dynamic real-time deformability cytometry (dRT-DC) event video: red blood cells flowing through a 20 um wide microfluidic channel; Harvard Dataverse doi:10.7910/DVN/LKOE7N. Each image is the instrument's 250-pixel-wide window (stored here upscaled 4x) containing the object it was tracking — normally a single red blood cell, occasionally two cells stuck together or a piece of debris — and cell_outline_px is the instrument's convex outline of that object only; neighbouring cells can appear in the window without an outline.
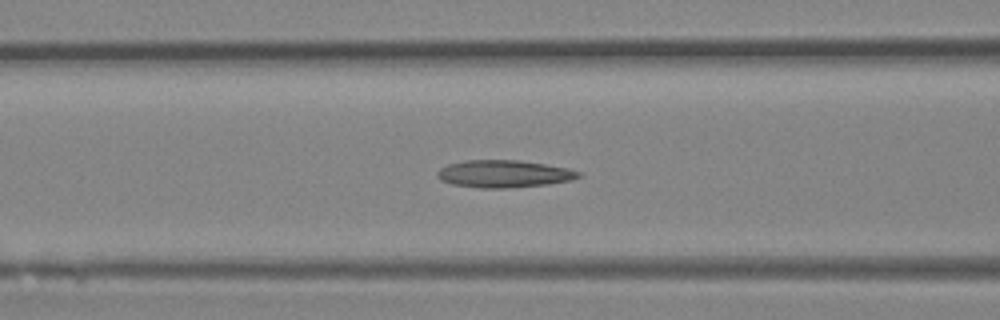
{"species": "Egyptian fruit bat (a non-hibernating species)", "species_latin": "Rousettus aegyptiacus", "temperature_condition": "room temperature", "stored_images_in_passage": 35, "camera_frame_rate_fps": 3000, "um_per_image_px": 0.085, "animal": {"sex": "female"}, "frame": {"image": 1, "passage_image": 10, "time_ms": 3.0, "image_size_px": [1000, 320], "cell_outline_px": [[580, 176], [572, 180], [548, 184], [508, 188], [480, 188], [452, 184], [440, 180], [436, 176], [436, 172], [440, 168], [448, 164], [464, 160], [520, 160], [568, 168], [580, 172]], "centroid_in_image_um": [42.8, 14.77], "position_along_channel_um": 123.8, "area_um2": 22.6}}
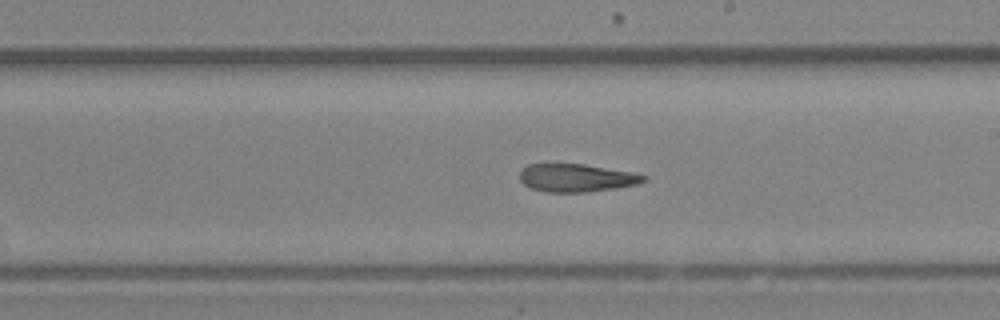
{"frame": {"image": 2, "passage_image": 17, "time_ms": 5.333, "image_size_px": [1000, 320], "cell_outline_px": [[648, 180], [636, 184], [616, 188], [588, 192], [548, 192], [532, 188], [524, 184], [520, 180], [520, 172], [528, 164], [584, 164], [632, 172], [648, 176]], "centroid_in_image_um": [49.03, 15.12], "position_along_channel_um": 240.0, "area_um2": 20.11}}
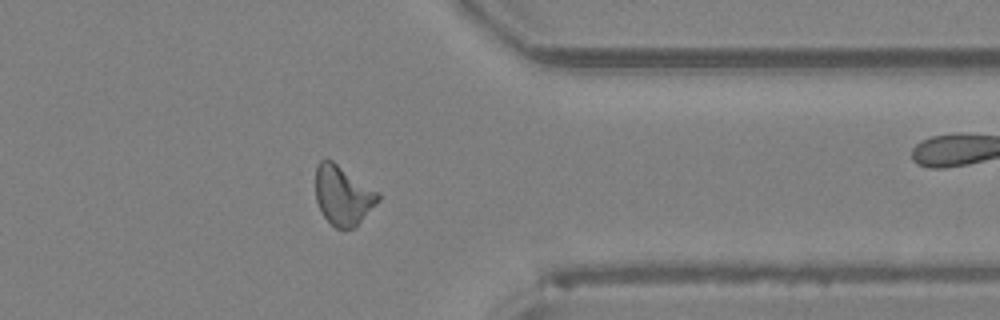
{"frame": {"image": 3, "passage_image": 26, "time_ms": 8.333, "image_size_px": [1000, 320], "cell_outline_px": [[380, 200], [356, 228], [336, 228], [324, 216], [316, 200], [316, 164], [320, 160], [332, 160], [380, 192]], "centroid_in_image_um": [29.18, 16.6], "position_along_channel_um": 382.2, "area_um2": 21.73}}